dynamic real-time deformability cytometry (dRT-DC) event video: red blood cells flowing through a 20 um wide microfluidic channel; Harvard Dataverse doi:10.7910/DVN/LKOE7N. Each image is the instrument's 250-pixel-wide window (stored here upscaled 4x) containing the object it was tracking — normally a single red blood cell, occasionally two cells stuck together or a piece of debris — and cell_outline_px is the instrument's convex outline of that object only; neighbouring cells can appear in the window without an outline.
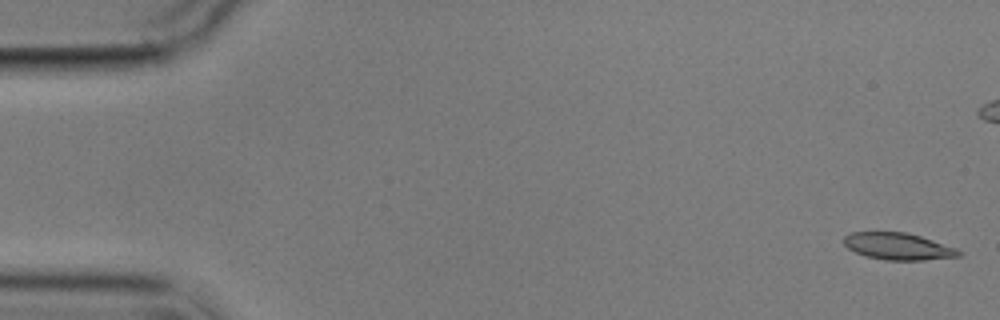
{"species": "common noctule bat (a hibernating species)", "species_latin": "Nyctalus noctula", "temperature_condition": "cold", "stored_images_in_passage": 2, "camera_frame_rate_fps": 3000, "um_per_image_px": 0.085, "animal": {"sex": "male", "body_mass_g": 17.9}, "frame": {"image": 1, "passage_image": 2, "time_ms": 1.333, "image_size_px": [1000, 320], "cell_outline_px": [[960, 256], [924, 260], [884, 260], [864, 256], [848, 248], [844, 244], [844, 236], [852, 232], [904, 232], [920, 236], [956, 248], [960, 252]], "centroid_in_image_um": [76.3, 20.94], "position_along_channel_um": 8.7, "area_um2": 17.86}}